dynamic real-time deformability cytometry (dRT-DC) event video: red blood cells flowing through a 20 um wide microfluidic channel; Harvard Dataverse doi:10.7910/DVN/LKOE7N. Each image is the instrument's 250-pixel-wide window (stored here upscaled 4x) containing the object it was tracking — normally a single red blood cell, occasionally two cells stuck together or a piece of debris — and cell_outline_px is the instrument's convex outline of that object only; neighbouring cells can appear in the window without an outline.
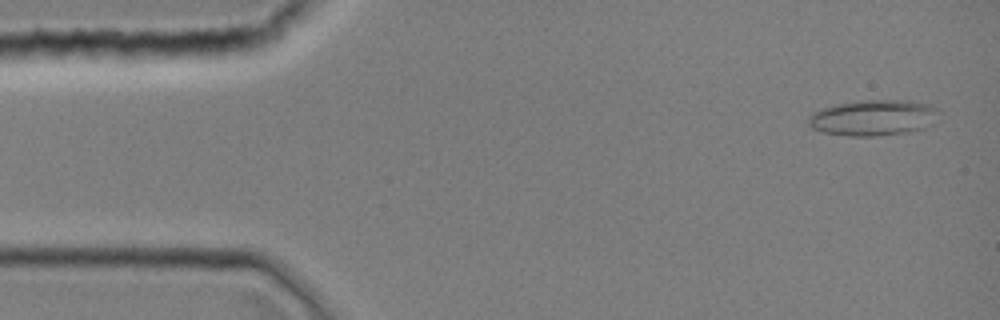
{"species": "common noctule bat (a hibernating species)", "species_latin": "Nyctalus noctula", "temperature_condition": "room temperature", "stored_images_in_passage": 43, "camera_frame_rate_fps": 3000, "um_per_image_px": 0.085, "animal": {"sex": "female", "body_mass_g": 19.0, "forearm_length_mm": 51.5}, "frame": {"image": 1, "passage_image": 2, "time_ms": 0.333, "image_size_px": [1000, 320], "cell_outline_px": [[940, 112], [932, 124], [924, 128], [904, 132], [872, 136], [848, 136], [824, 132], [812, 128], [808, 124], [808, 116], [812, 112], [820, 108], [836, 104], [860, 100], [912, 100], [928, 104], [936, 108]], "centroid_in_image_um": [74.21, 9.99], "position_along_channel_um": 10.8, "area_um2": 27.34}}
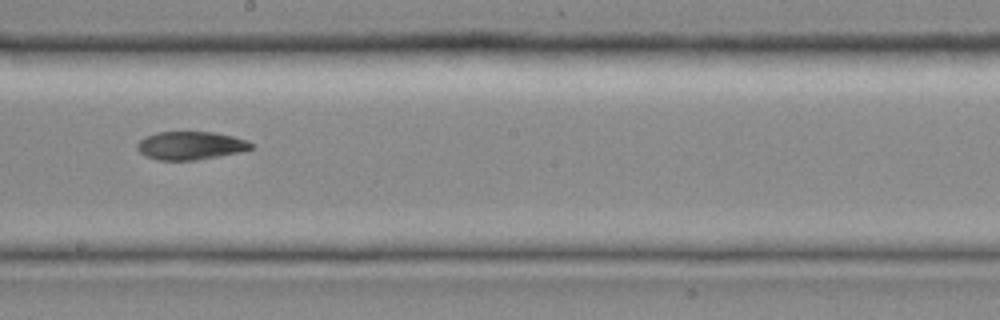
{"frame": {"image": 2, "passage_image": 24, "time_ms": 7.667, "image_size_px": [1000, 320], "cell_outline_px": [[256, 144], [252, 148], [240, 152], [196, 160], [156, 160], [144, 156], [136, 148], [136, 144], [144, 136], [156, 132], [216, 132], [248, 140]], "centroid_in_image_um": [16.18, 12.37], "position_along_channel_um": 232.0, "area_um2": 18.96}}
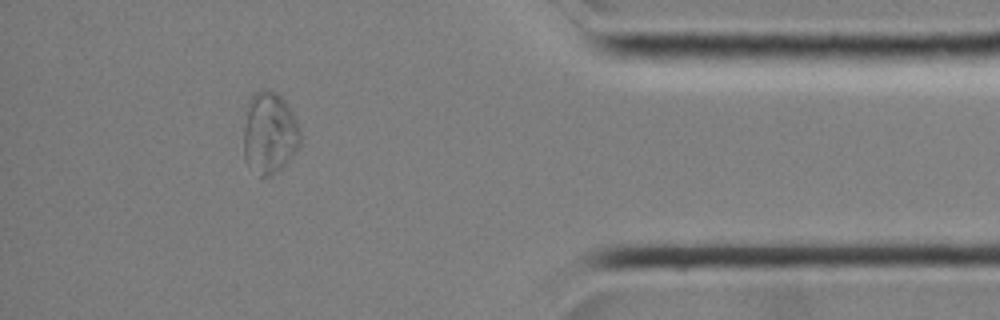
{"frame": {"image": 3, "passage_image": 38, "time_ms": 12.333, "image_size_px": [1000, 320], "cell_outline_px": [[300, 148], [280, 172], [268, 176], [260, 176], [248, 164], [244, 156], [244, 108], [252, 92], [264, 88], [272, 88], [284, 100], [292, 112], [300, 128]], "centroid_in_image_um": [22.9, 11.27], "position_along_channel_um": 412.3, "area_um2": 27.86}}